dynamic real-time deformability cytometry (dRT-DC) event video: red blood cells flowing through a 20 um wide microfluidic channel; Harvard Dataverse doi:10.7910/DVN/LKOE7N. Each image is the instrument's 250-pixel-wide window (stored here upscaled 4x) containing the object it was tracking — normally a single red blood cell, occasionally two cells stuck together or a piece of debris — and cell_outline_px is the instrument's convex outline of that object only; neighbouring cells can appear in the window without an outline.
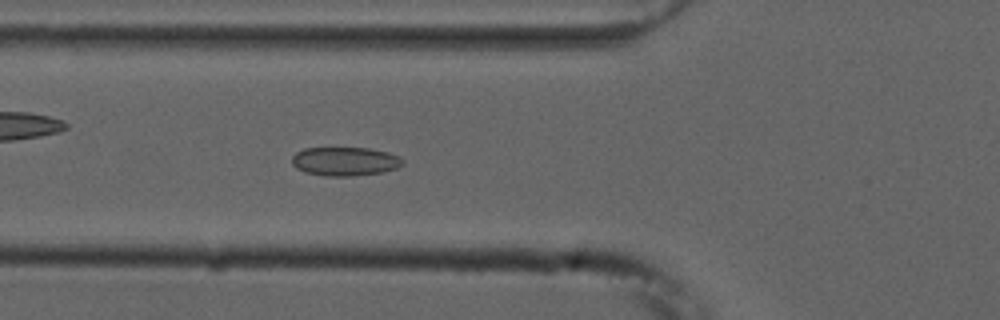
{"species": "common noctule bat (a hibernating species)", "species_latin": "Nyctalus noctula", "temperature_condition": "cold", "stored_images_in_passage": 31, "camera_frame_rate_fps": 3000, "um_per_image_px": 0.085, "animal": {"sex": "male", "forearm_length_mm": 52.5}, "frame": {"image": 1, "passage_image": 8, "time_ms": 2.333, "image_size_px": [1000, 320], "cell_outline_px": [[404, 164], [396, 168], [380, 172], [352, 176], [324, 176], [304, 172], [296, 168], [292, 164], [292, 156], [296, 152], [304, 148], [368, 148], [388, 152], [400, 156], [404, 160]], "centroid_in_image_um": [29.31, 13.71], "position_along_channel_um": 96.5, "area_um2": 18.67}}
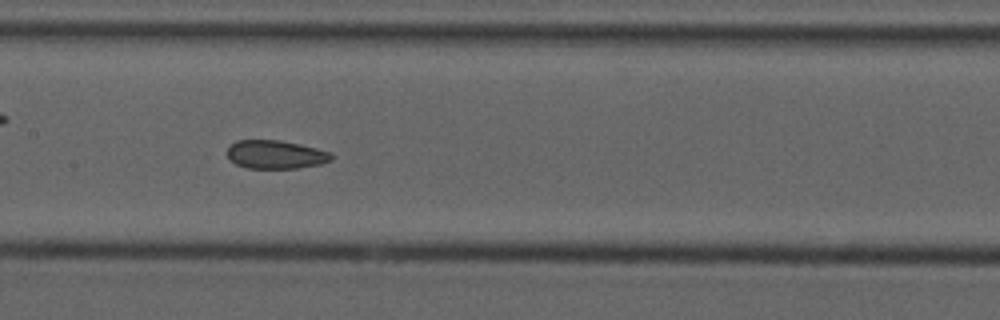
{"frame": {"image": 2, "passage_image": 15, "time_ms": 4.667, "image_size_px": [1000, 320], "cell_outline_px": [[332, 160], [320, 164], [296, 168], [248, 168], [236, 164], [228, 156], [228, 148], [236, 140], [280, 140], [300, 144], [332, 152]], "centroid_in_image_um": [23.45, 13.13], "position_along_channel_um": 183.9, "area_um2": 17.17}}
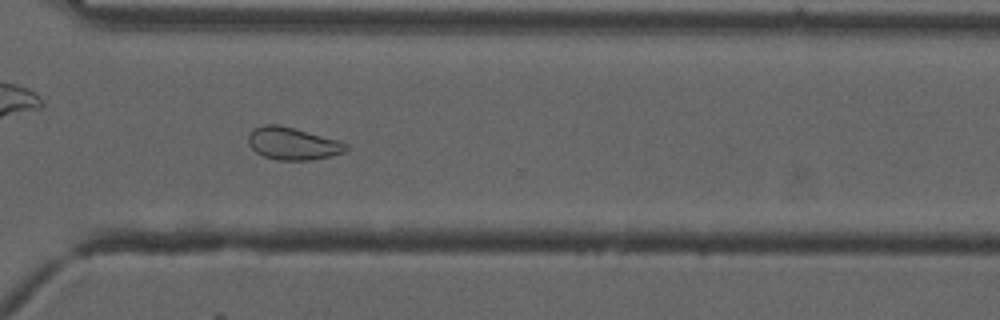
{"frame": {"image": 3, "passage_image": 28, "time_ms": 9.0, "image_size_px": [1000, 320], "cell_outline_px": [[348, 148], [344, 152], [332, 156], [312, 160], [276, 160], [264, 156], [256, 152], [248, 144], [248, 136], [256, 128], [264, 124], [280, 124], [340, 140], [348, 144]], "centroid_in_image_um": [24.92, 12.2], "position_along_channel_um": 345.7, "area_um2": 18.61}, "authors_computed_cell_mechanics": {"area_um2": 17.8602, "velocity_mm_per_s": 3.741, "shape_relaxation_time_tau1_ms": null, "shape_relaxation_time_tau2_ms": 2.0258, "deformation_change_tau1": null, "deformation_change_tau2": 0.0615}}